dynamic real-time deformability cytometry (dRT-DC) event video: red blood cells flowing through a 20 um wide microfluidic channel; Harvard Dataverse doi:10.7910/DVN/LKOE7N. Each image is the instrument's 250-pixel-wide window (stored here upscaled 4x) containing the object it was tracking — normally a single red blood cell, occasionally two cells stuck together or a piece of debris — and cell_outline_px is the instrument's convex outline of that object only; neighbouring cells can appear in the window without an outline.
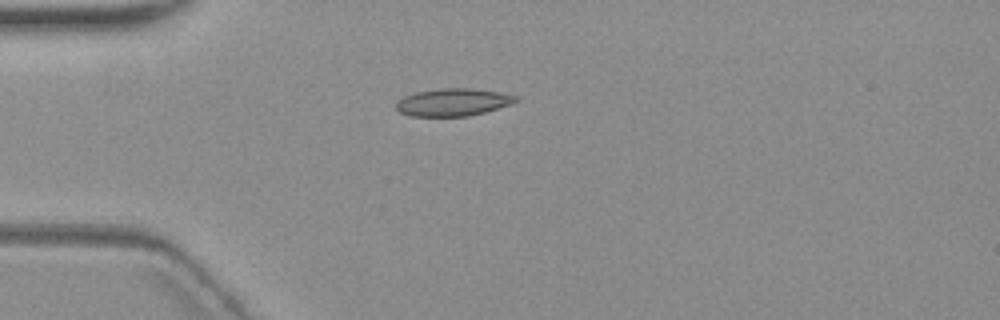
{"species": "common noctule bat (a hibernating species)", "species_latin": "Nyctalus noctula", "temperature_condition": "warm", "stored_images_in_passage": 5, "camera_frame_rate_fps": 3000, "um_per_image_px": 0.085, "animal": {"sex": "female", "body_mass_g": 19.3, "forearm_length_mm": 54.1}, "frame": {"image": 1, "passage_image": 5, "time_ms": 6.0, "image_size_px": [1000, 320], "cell_outline_px": [[516, 100], [512, 104], [484, 112], [468, 116], [412, 116], [400, 112], [396, 108], [396, 100], [404, 96], [416, 92], [440, 88], [468, 88], [500, 92], [516, 96]], "centroid_in_image_um": [38.47, 8.68], "position_along_channel_um": 46.5, "area_um2": 19.07}}